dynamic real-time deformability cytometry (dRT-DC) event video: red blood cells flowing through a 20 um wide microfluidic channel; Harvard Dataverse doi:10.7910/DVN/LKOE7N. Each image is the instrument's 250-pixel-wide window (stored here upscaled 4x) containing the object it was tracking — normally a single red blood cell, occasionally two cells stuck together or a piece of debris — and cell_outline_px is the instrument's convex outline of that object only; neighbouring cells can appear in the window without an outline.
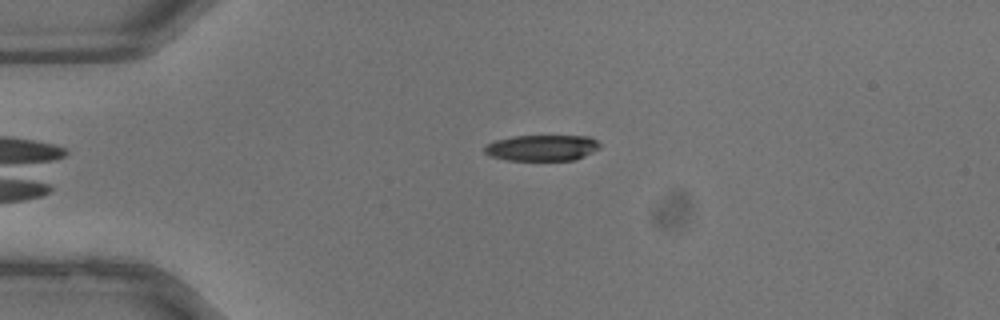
{"species": "common noctule bat (a hibernating species)", "species_latin": "Nyctalus noctula", "temperature_condition": "warm", "stored_images_in_passage": 26, "camera_frame_rate_fps": 3000, "um_per_image_px": 0.085, "animal": {"sex": "male", "body_mass_g": 13.3}, "frame": {"image": 1, "passage_image": 1, "time_ms": 0.0, "image_size_px": [1000, 320], "cell_outline_px": [[600, 148], [576, 160], [508, 160], [492, 156], [484, 152], [484, 148], [488, 144], [496, 140], [512, 136], [588, 136], [596, 140], [600, 144]], "centroid_in_image_um": [46.09, 12.56], "position_along_channel_um": 38.9, "area_um2": 17.34}}
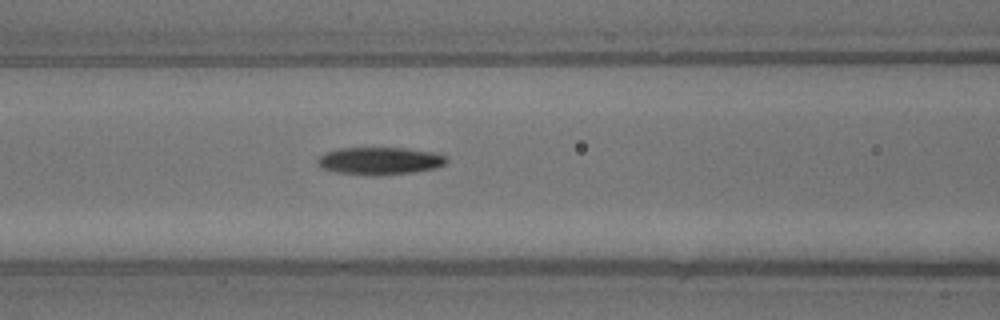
{"frame": {"image": 2, "passage_image": 8, "time_ms": 2.333, "image_size_px": [1000, 320], "cell_outline_px": [[448, 160], [444, 164], [436, 168], [412, 172], [376, 176], [336, 172], [320, 168], [316, 164], [316, 160], [324, 152], [340, 148], [408, 148], [436, 152], [448, 156]], "centroid_in_image_um": [32.28, 13.67], "position_along_channel_um": 134.3, "area_um2": 20.98}}
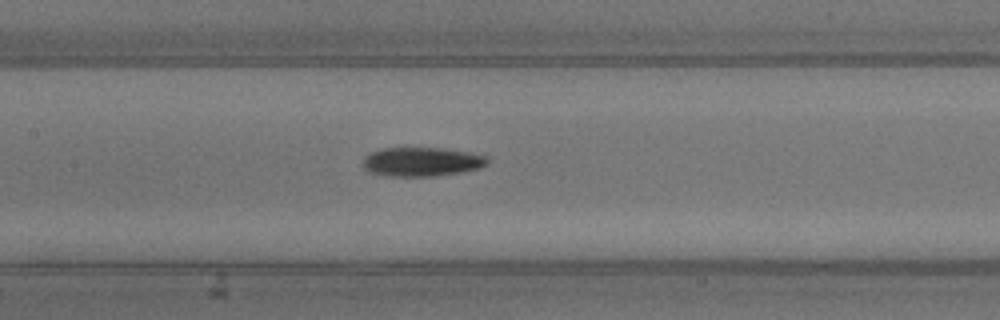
{"frame": {"image": 3, "passage_image": 10, "time_ms": 3.0, "image_size_px": [1000, 320], "cell_outline_px": [[488, 164], [480, 168], [460, 172], [432, 176], [384, 176], [368, 172], [364, 168], [364, 156], [368, 152], [380, 148], [444, 148], [472, 152], [488, 156]], "centroid_in_image_um": [35.84, 13.74], "position_along_channel_um": 171.6, "area_um2": 21.39}}